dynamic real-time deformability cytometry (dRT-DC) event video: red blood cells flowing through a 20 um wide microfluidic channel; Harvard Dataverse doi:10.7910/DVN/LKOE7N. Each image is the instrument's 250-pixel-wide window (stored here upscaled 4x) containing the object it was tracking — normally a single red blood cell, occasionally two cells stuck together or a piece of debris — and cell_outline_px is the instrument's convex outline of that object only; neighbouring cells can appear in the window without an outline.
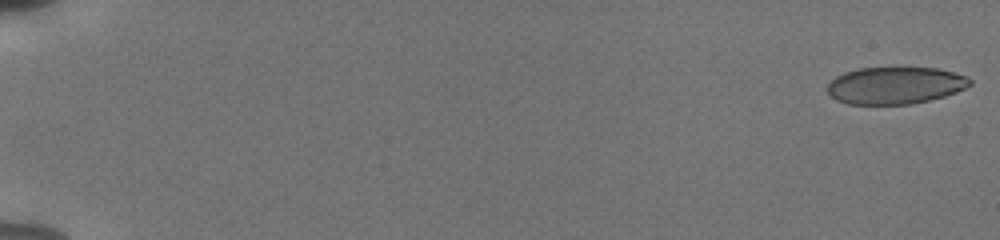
{"species": "human", "species_latin": "Homo sapiens", "temperature_condition": "cold", "stored_images_in_passage": 56, "camera_frame_rate_fps": 3000, "um_per_image_px": 0.085, "donor": {"sex": "male"}, "frame": {"image": 1, "passage_image": 1, "time_ms": 0.0, "image_size_px": [1000, 240], "cell_outline_px": [[972, 84], [956, 92], [944, 96], [912, 104], [848, 104], [836, 100], [828, 92], [828, 84], [836, 76], [844, 72], [860, 68], [936, 68], [968, 76], [972, 80]], "centroid_in_image_um": [76.1, 7.26], "position_along_channel_um": 8.9, "area_um2": 30.69}}
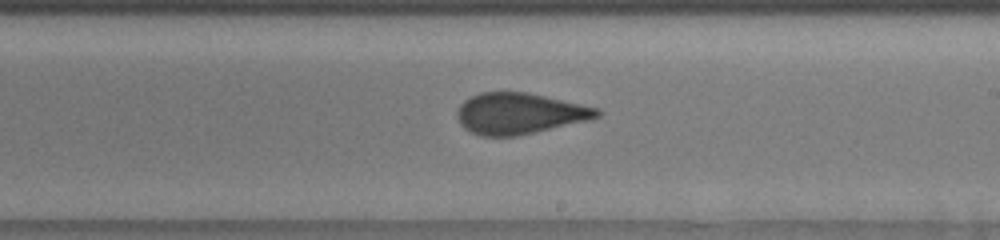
{"frame": {"image": 2, "passage_image": 35, "time_ms": 11.333, "image_size_px": [1000, 240], "cell_outline_px": [[600, 116], [588, 120], [516, 136], [480, 136], [464, 128], [460, 124], [456, 116], [456, 112], [460, 104], [464, 100], [480, 92], [528, 92], [600, 108]], "centroid_in_image_um": [44.13, 9.64], "position_along_channel_um": 244.9, "area_um2": 33.47}}
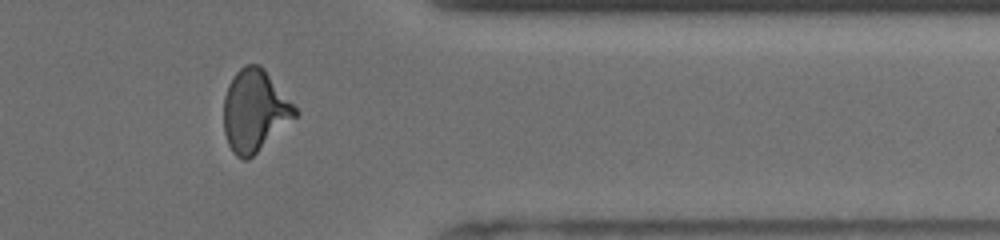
{"frame": {"image": 3, "passage_image": 47, "time_ms": 15.333, "image_size_px": [1000, 240], "cell_outline_px": [[300, 112], [296, 116], [248, 160], [244, 160], [236, 156], [232, 152], [228, 144], [224, 132], [224, 96], [228, 84], [232, 76], [244, 64], [260, 64], [264, 68]], "centroid_in_image_um": [21.62, 9.39], "position_along_channel_um": 389.8, "area_um2": 33.93}, "authors_computed_cell_mechanics": {"area_um2": 33.4662, "velocity_mm_per_s": 3.8137, "shape_relaxation_time_tau1_ms": null, "shape_relaxation_time_tau2_ms": 1.094, "deformation_change_tau1": null, "deformation_change_tau2": 0.0556}}